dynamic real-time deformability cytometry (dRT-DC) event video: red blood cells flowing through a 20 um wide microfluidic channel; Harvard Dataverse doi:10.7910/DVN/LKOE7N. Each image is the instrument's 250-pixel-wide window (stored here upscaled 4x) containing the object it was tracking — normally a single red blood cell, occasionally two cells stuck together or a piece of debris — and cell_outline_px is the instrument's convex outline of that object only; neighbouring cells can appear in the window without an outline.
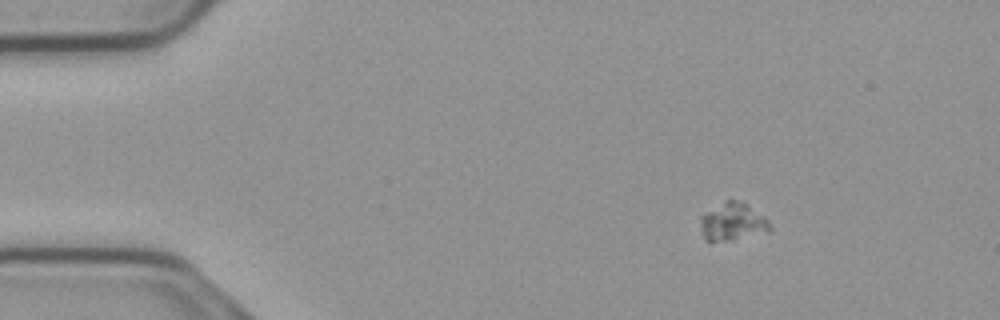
{"species": "common noctule bat (a hibernating species)", "species_latin": "Nyctalus noctula", "temperature_condition": "cold", "stored_images_in_passage": 49, "camera_frame_rate_fps": 3000, "um_per_image_px": 0.085, "animal": {"sex": "male", "body_mass_g": 23.1, "forearm_length_mm": 52.7}, "frame": {"image": 1, "passage_image": 1, "time_ms": 0.0, "image_size_px": [1000, 320], "cell_outline_px": [[772, 228], [768, 232], [732, 240], [704, 240], [700, 220], [700, 216], [724, 200], [736, 200], [748, 204], [764, 216], [768, 220]], "centroid_in_image_um": [62.3, 18.84], "position_along_channel_um": 22.7, "area_um2": 15.26}}
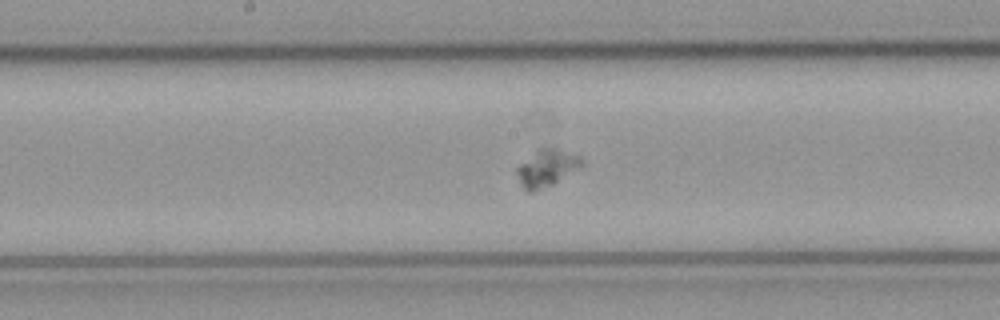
{"frame": {"image": 2, "passage_image": 22, "time_ms": 7.0, "image_size_px": [1000, 320], "cell_outline_px": [[584, 164], [552, 184], [532, 192], [528, 192], [520, 184], [516, 172], [516, 168], [520, 164], [540, 148], [556, 148], [580, 156]], "centroid_in_image_um": [46.45, 14.28], "position_along_channel_um": 201.8, "area_um2": 13.53}}
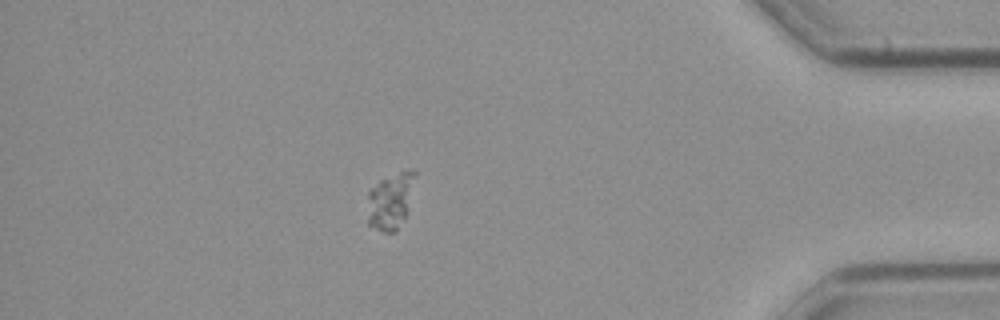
{"frame": {"image": 3, "passage_image": 42, "time_ms": 13.667, "image_size_px": [1000, 320], "cell_outline_px": [[416, 172], [404, 216], [396, 232], [384, 232], [368, 224], [368, 192], [380, 180], [400, 172]], "centroid_in_image_um": [33.13, 17.11], "position_along_channel_um": 402.1, "area_um2": 14.8}}